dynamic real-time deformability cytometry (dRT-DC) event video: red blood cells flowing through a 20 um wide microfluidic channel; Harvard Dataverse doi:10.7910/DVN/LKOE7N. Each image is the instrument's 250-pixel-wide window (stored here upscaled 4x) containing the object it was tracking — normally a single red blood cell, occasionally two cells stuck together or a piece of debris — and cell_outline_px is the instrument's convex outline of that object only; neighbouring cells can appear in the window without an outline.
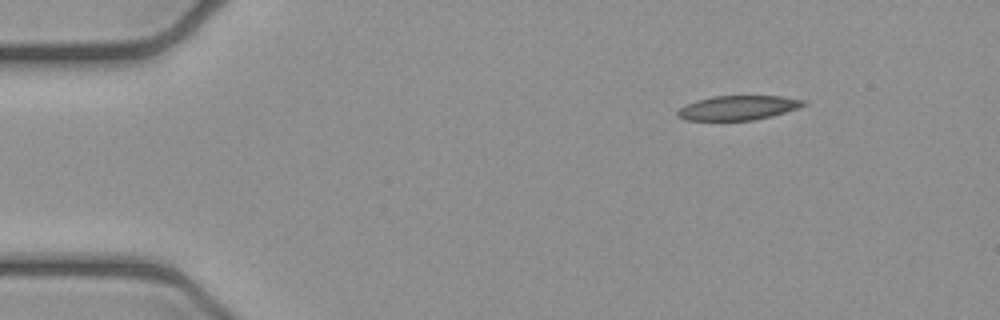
{"species": "common noctule bat (a hibernating species)", "species_latin": "Nyctalus noctula", "temperature_condition": "cold", "stored_images_in_passage": 6, "segment_of_instrument_passage": [2, 2], "camera_frame_rate_fps": 3000, "um_per_image_px": 0.085, "animal": {"sex": "female", "body_mass_g": 21.9}, "frame": {"image": 1, "passage_image": 6, "time_ms": 1.667, "image_size_px": [1000, 320], "cell_outline_px": [[808, 104], [800, 108], [772, 116], [752, 120], [684, 120], [676, 116], [676, 112], [680, 108], [696, 100], [712, 96], [784, 96], [808, 100]], "centroid_in_image_um": [62.8, 9.15], "position_along_channel_um": 22.2, "area_um2": 18.15}}